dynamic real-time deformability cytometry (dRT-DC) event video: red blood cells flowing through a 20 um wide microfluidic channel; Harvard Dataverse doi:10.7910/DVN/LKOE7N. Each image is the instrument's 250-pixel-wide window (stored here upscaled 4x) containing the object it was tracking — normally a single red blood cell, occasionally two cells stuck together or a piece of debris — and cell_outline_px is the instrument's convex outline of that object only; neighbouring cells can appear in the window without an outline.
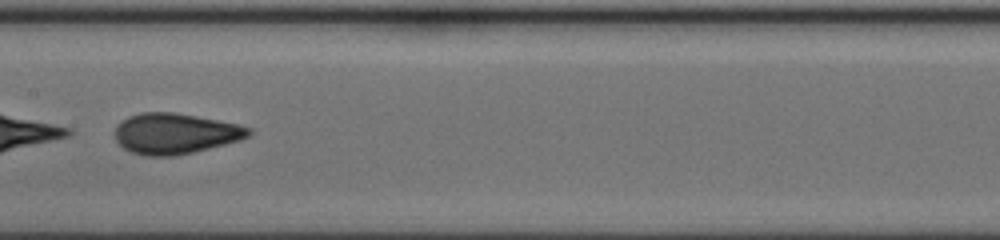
{"species": "human", "species_latin": "Homo sapiens", "temperature_condition": "cold", "stored_images_in_passage": 57, "segment_of_instrument_passage": [2, 2], "camera_frame_rate_fps": 3000, "um_per_image_px": 0.085, "donor": {"sex": "female"}, "frame": {"image": 1, "passage_image": 30, "time_ms": 9.667, "image_size_px": [1000, 240], "cell_outline_px": [[252, 132], [248, 136], [240, 140], [192, 152], [172, 156], [148, 156], [132, 152], [124, 148], [116, 140], [116, 124], [128, 116], [140, 112], [172, 112], [196, 116], [240, 124], [252, 128]], "centroid_in_image_um": [14.89, 11.34], "position_along_channel_um": 192.5, "area_um2": 31.56}}
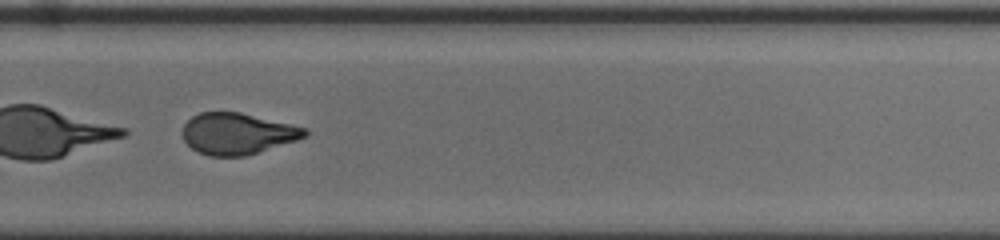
{"frame": {"image": 2, "passage_image": 40, "time_ms": 13.0, "image_size_px": [1000, 240], "cell_outline_px": [[308, 136], [248, 156], [208, 156], [192, 148], [184, 140], [180, 132], [184, 124], [192, 116], [200, 112], [240, 112], [308, 128]], "centroid_in_image_um": [20.18, 11.36], "position_along_channel_um": 309.6, "area_um2": 29.65}}